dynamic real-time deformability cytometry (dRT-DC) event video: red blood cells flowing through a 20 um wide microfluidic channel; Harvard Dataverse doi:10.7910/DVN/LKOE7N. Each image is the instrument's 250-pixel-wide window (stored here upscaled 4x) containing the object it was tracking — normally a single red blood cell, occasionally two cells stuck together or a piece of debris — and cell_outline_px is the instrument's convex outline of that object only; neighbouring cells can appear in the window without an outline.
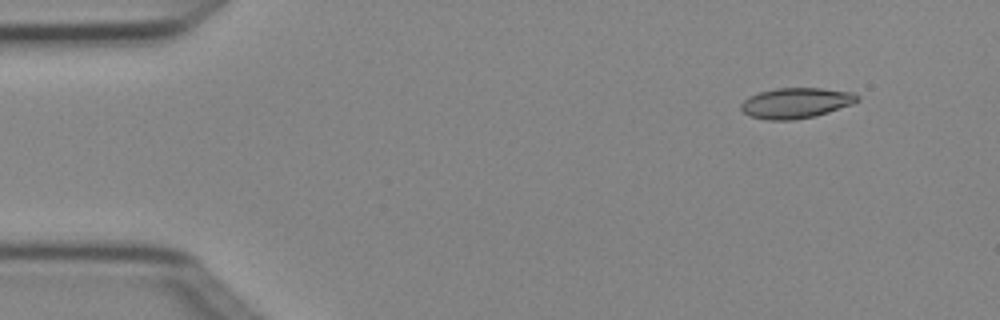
{"species": "Egyptian fruit bat (a non-hibernating species)", "species_latin": "Rousettus aegyptiacus", "temperature_condition": "cold", "stored_images_in_passage": 6, "camera_frame_rate_fps": 3000, "um_per_image_px": 0.085, "animal": {"sex": "female"}, "frame": {"image": 1, "passage_image": 2, "time_ms": 0.333, "image_size_px": [1000, 320], "cell_outline_px": [[860, 100], [852, 104], [816, 116], [792, 120], [768, 120], [752, 116], [744, 112], [740, 108], [740, 104], [748, 96], [760, 92], [776, 88], [820, 88], [852, 92], [860, 96]], "centroid_in_image_um": [67.66, 8.75], "position_along_channel_um": 17.3, "area_um2": 20.63}}
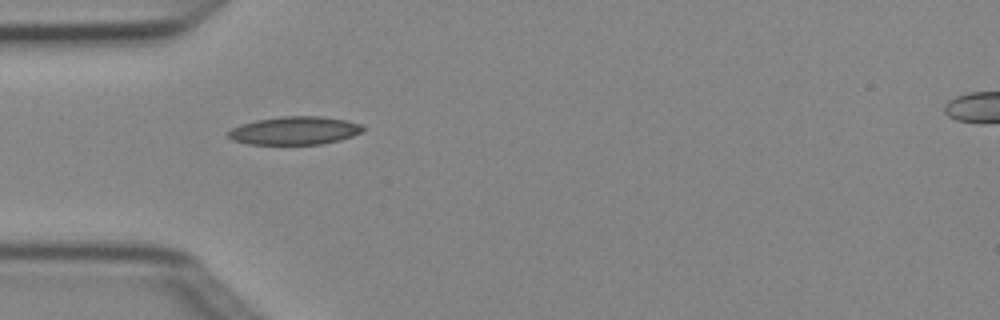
{"frame": {"image": 2, "passage_image": 5, "time_ms": 1.333, "image_size_px": [1000, 320], "cell_outline_px": [[364, 132], [340, 140], [320, 144], [248, 144], [232, 140], [228, 136], [228, 132], [232, 128], [240, 124], [256, 120], [280, 116], [320, 116], [344, 120], [360, 124], [364, 128]], "centroid_in_image_um": [25.04, 11.1], "position_along_channel_um": 60.0, "area_um2": 22.08}}
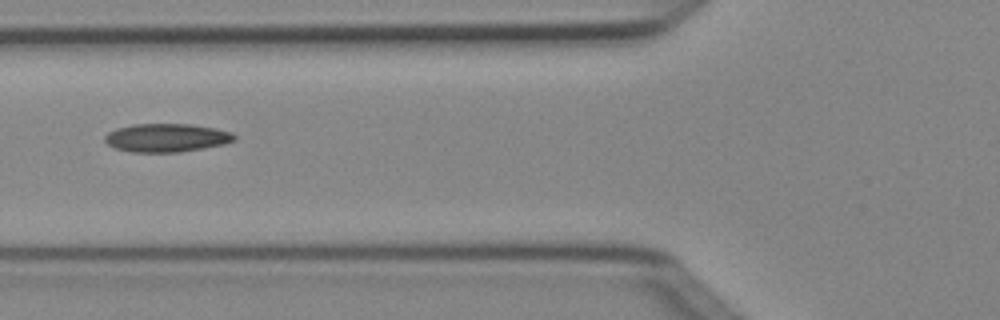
{"frame": {"image": 3, "passage_image": 6, "time_ms": 1.667, "image_size_px": [1000, 320], "cell_outline_px": [[236, 140], [224, 144], [180, 152], [132, 152], [116, 148], [108, 144], [104, 140], [104, 136], [108, 132], [116, 128], [132, 124], [188, 124], [216, 128], [232, 132], [236, 136]], "centroid_in_image_um": [14.16, 11.7], "position_along_channel_um": 111.6, "area_um2": 21.44}}